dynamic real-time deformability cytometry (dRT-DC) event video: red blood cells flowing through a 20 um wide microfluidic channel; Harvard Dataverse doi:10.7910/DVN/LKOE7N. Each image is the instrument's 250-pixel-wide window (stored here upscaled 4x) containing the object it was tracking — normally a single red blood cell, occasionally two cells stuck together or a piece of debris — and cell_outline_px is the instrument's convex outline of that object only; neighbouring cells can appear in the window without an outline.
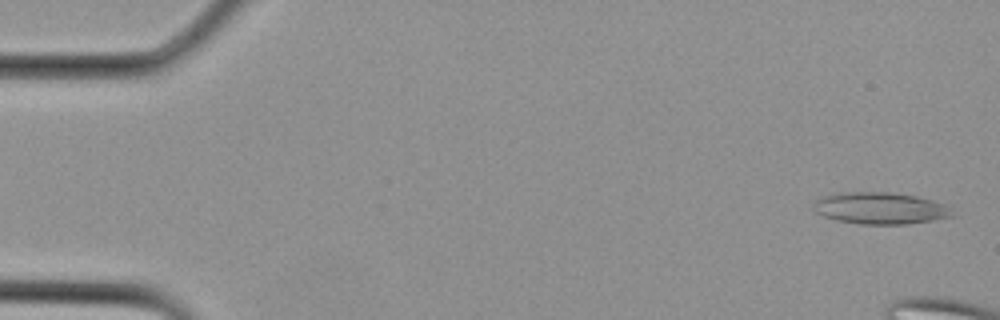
{"species": "Egyptian fruit bat (a non-hibernating species)", "species_latin": "Rousettus aegyptiacus", "temperature_condition": "cold", "stored_images_in_passage": 6, "camera_frame_rate_fps": 3000, "um_per_image_px": 0.085, "animal": {"sex": "female"}, "frame": {"image": 1, "passage_image": 1, "time_ms": 0.0, "image_size_px": [1000, 320], "cell_outline_px": [[952, 216], [932, 220], [908, 224], [860, 224], [836, 220], [824, 216], [816, 212], [812, 208], [812, 204], [820, 196], [836, 192], [892, 192], [916, 196], [932, 200], [944, 204], [948, 208]], "centroid_in_image_um": [74.73, 17.68], "position_along_channel_um": 10.3, "area_um2": 25.72}}